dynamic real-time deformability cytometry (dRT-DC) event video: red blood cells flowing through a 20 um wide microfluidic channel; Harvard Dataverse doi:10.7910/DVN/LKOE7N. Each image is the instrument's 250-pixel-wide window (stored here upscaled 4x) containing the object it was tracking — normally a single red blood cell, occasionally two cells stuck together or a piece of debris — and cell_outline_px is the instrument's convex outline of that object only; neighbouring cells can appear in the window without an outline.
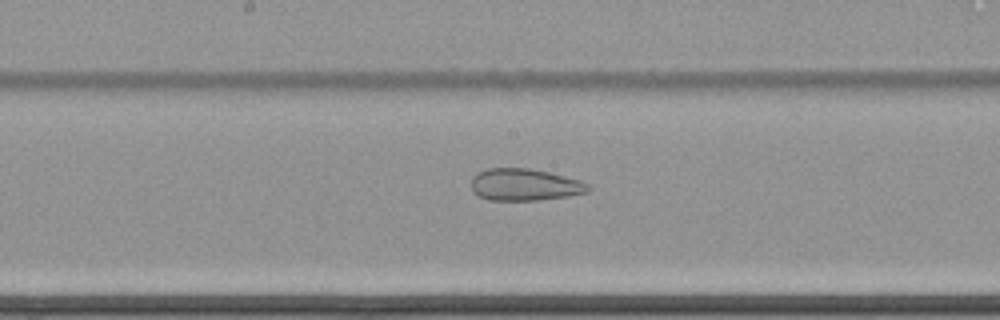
{"species": "common noctule bat (a hibernating species)", "species_latin": "Nyctalus noctula", "temperature_condition": "cold", "stored_images_in_passage": 62, "camera_frame_rate_fps": 3000, "um_per_image_px": 0.085, "animal": {"sex": "female", "body_mass_g": 22.7, "forearm_length_mm": 54.2}, "frame": {"image": 1, "passage_image": 35, "time_ms": 11.333, "image_size_px": [1000, 320], "cell_outline_px": [[592, 188], [588, 192], [568, 196], [536, 200], [488, 200], [476, 196], [472, 192], [472, 176], [476, 172], [488, 168], [528, 168], [548, 172], [580, 180], [588, 184]], "centroid_in_image_um": [44.56, 15.7], "position_along_channel_um": 203.6, "area_um2": 21.96}}
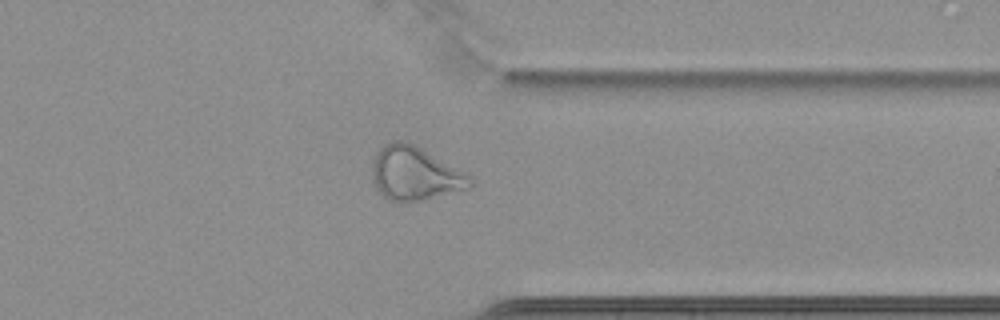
{"frame": {"image": 2, "passage_image": 50, "time_ms": 16.333, "image_size_px": [1000, 320], "cell_outline_px": [[472, 184], [468, 188], [420, 200], [388, 200], [376, 188], [372, 180], [372, 164], [376, 152], [384, 144], [392, 140], [404, 140], [420, 148], [472, 176]], "centroid_in_image_um": [35.22, 14.72], "position_along_channel_um": 376.2, "area_um2": 30.06}}
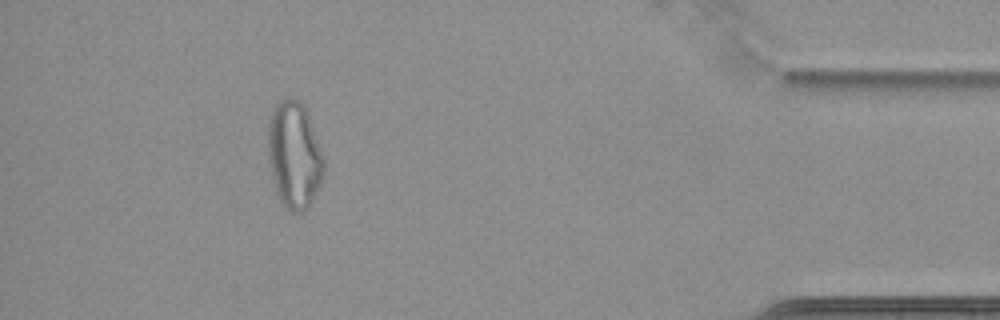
{"frame": {"image": 3, "passage_image": 57, "time_ms": 18.667, "image_size_px": [1000, 320], "cell_outline_px": [[324, 176], [308, 208], [300, 212], [292, 212], [280, 200], [276, 192], [272, 176], [268, 152], [268, 124], [272, 108], [280, 100], [288, 96], [300, 100], [304, 104], [308, 112], [324, 156]], "centroid_in_image_um": [25.02, 13.12], "position_along_channel_um": 410.2, "area_um2": 35.08}}